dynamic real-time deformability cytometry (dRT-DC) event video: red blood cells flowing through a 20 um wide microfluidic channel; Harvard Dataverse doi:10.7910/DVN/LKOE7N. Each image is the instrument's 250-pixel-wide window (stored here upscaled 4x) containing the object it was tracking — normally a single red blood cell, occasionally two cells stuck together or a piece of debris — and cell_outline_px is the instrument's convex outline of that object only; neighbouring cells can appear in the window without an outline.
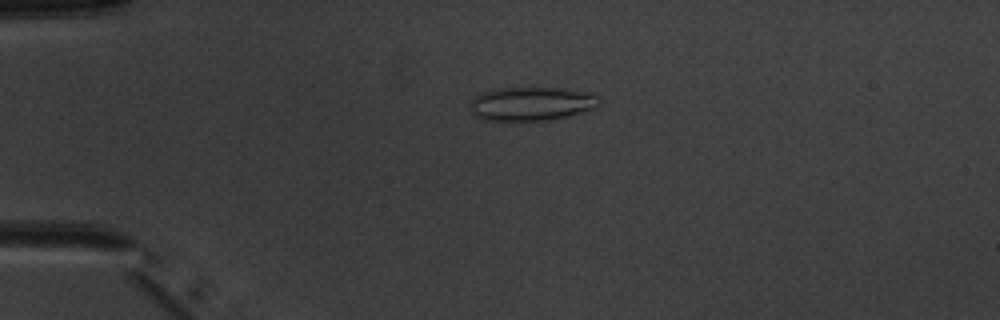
{"species": "common noctule bat (a hibernating species)", "species_latin": "Nyctalus noctula", "temperature_condition": "warm", "stored_images_in_passage": 8, "camera_frame_rate_fps": 3000, "um_per_image_px": 0.085, "animal": {"sex": "male", "body_mass_g": 20.1, "forearm_length_mm": 53.5}, "frame": {"image": 1, "passage_image": 3, "time_ms": 2.333, "image_size_px": [1000, 320], "cell_outline_px": [[600, 100], [596, 108], [568, 116], [548, 120], [480, 120], [472, 116], [468, 104], [476, 96], [484, 92], [496, 88], [560, 88], [588, 92], [600, 96]], "centroid_in_image_um": [45.15, 8.82], "position_along_channel_um": 39.9, "area_um2": 25.61}}
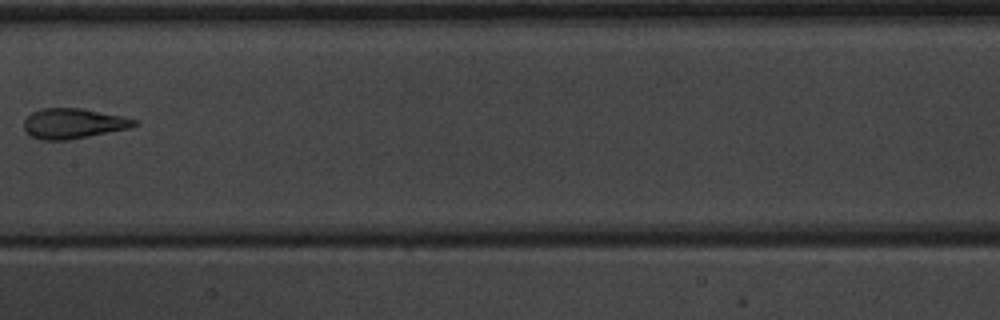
{"frame": {"image": 2, "passage_image": 7, "time_ms": 7.333, "image_size_px": [1000, 320], "cell_outline_px": [[140, 124], [128, 128], [68, 140], [40, 140], [32, 136], [24, 128], [24, 120], [32, 112], [40, 108], [84, 108], [140, 120]], "centroid_in_image_um": [6.25, 10.48], "position_along_channel_um": 201.2, "area_um2": 19.42}}
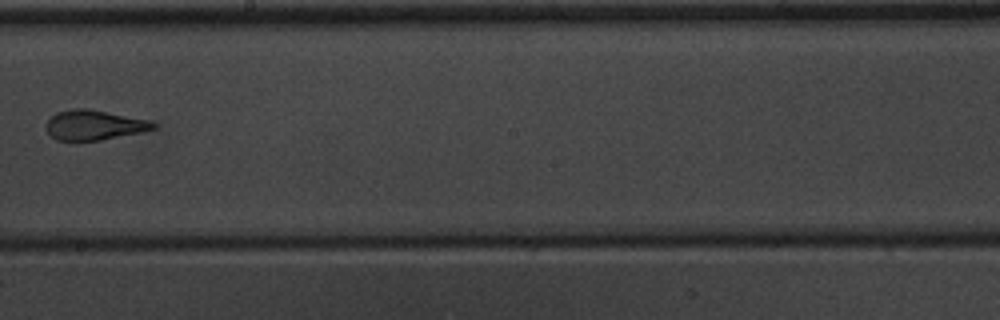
{"frame": {"image": 3, "passage_image": 8, "time_ms": 8.333, "image_size_px": [1000, 320], "cell_outline_px": [[156, 128], [140, 132], [100, 140], [56, 140], [48, 132], [48, 120], [56, 112], [72, 108], [84, 108], [108, 112], [152, 120], [156, 124]], "centroid_in_image_um": [8.03, 10.61], "position_along_channel_um": 240.2, "area_um2": 18.44}}